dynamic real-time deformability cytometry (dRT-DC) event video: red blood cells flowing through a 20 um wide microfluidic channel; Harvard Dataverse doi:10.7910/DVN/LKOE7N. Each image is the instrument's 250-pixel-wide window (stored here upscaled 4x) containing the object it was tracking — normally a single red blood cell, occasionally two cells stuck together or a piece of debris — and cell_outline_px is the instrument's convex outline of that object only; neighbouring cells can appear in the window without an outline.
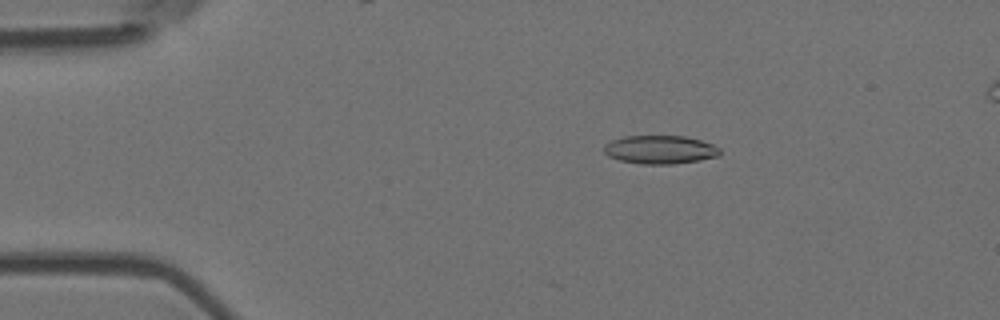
{"species": "Egyptian fruit bat (a non-hibernating species)", "species_latin": "Rousettus aegyptiacus", "temperature_condition": "room temperature", "stored_images_in_passage": 5, "camera_frame_rate_fps": 3000, "um_per_image_px": 0.085, "animal": {"sex": "female"}, "frame": {"image": 1, "passage_image": 3, "time_ms": 0.667, "image_size_px": [1000, 320], "cell_outline_px": [[720, 156], [700, 160], [672, 164], [640, 164], [620, 160], [608, 156], [604, 152], [604, 144], [612, 140], [624, 136], [684, 136], [700, 140], [712, 144], [720, 148]], "centroid_in_image_um": [56.1, 12.72], "position_along_channel_um": 28.9, "area_um2": 19.25}}